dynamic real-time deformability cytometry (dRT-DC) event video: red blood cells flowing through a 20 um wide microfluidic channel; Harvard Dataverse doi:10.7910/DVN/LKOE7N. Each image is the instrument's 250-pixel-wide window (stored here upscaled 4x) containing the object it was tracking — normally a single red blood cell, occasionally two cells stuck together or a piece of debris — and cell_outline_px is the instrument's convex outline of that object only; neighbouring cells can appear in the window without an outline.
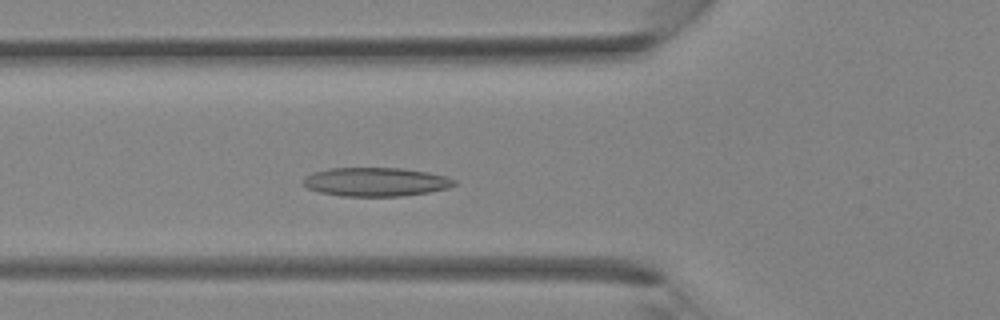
{"species": "Egyptian fruit bat (a non-hibernating species)", "species_latin": "Rousettus aegyptiacus", "temperature_condition": "room temperature", "stored_images_in_passage": 37, "camera_frame_rate_fps": 3000, "um_per_image_px": 0.085, "animal": {"sex": "female"}, "frame": {"image": 1, "passage_image": 12, "time_ms": 3.667, "image_size_px": [1000, 320], "cell_outline_px": [[456, 184], [448, 188], [428, 192], [400, 196], [340, 196], [320, 192], [308, 188], [300, 180], [304, 176], [312, 172], [328, 168], [400, 168], [428, 172], [444, 176], [456, 180]], "centroid_in_image_um": [31.89, 15.45], "position_along_channel_um": 93.9, "area_um2": 25.37}}
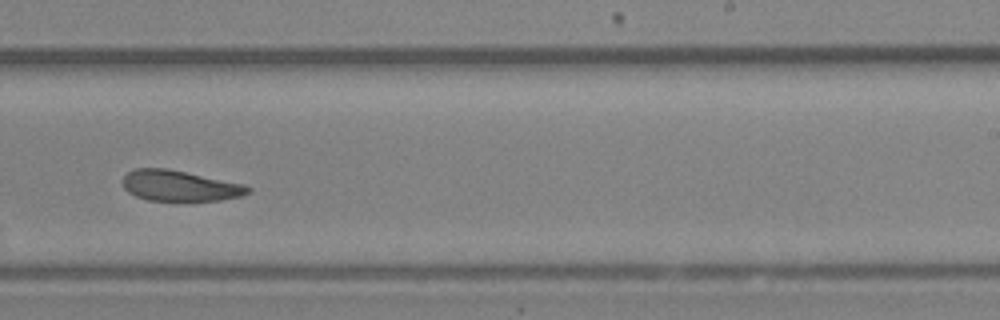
{"frame": {"image": 2, "passage_image": 22, "time_ms": 7.0, "image_size_px": [1000, 320], "cell_outline_px": [[252, 192], [244, 196], [220, 200], [148, 200], [136, 196], [128, 192], [124, 188], [120, 180], [128, 172], [136, 168], [168, 168], [244, 184], [252, 188]], "centroid_in_image_um": [15.29, 15.78], "position_along_channel_um": 273.7, "area_um2": 22.54}}
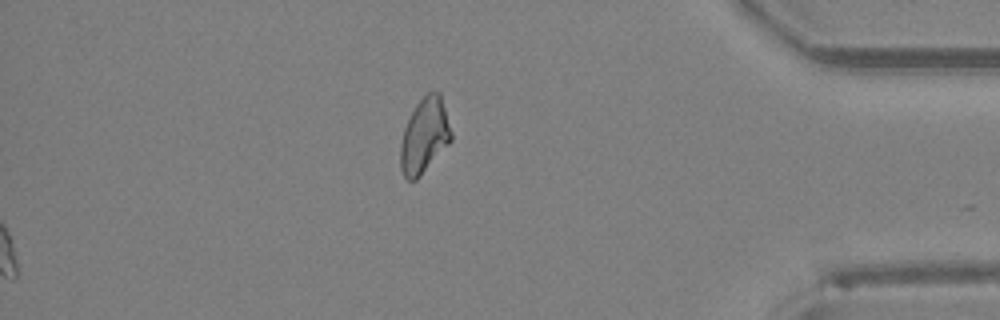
{"frame": {"image": 3, "passage_image": 37, "time_ms": 12.0, "image_size_px": [1000, 320], "cell_outline_px": [[452, 140], [420, 176], [416, 180], [408, 180], [404, 176], [400, 168], [400, 144], [404, 128], [416, 104], [428, 92], [440, 92], [452, 132]], "centroid_in_image_um": [36.08, 11.55], "position_along_channel_um": 399.1, "area_um2": 22.02}}